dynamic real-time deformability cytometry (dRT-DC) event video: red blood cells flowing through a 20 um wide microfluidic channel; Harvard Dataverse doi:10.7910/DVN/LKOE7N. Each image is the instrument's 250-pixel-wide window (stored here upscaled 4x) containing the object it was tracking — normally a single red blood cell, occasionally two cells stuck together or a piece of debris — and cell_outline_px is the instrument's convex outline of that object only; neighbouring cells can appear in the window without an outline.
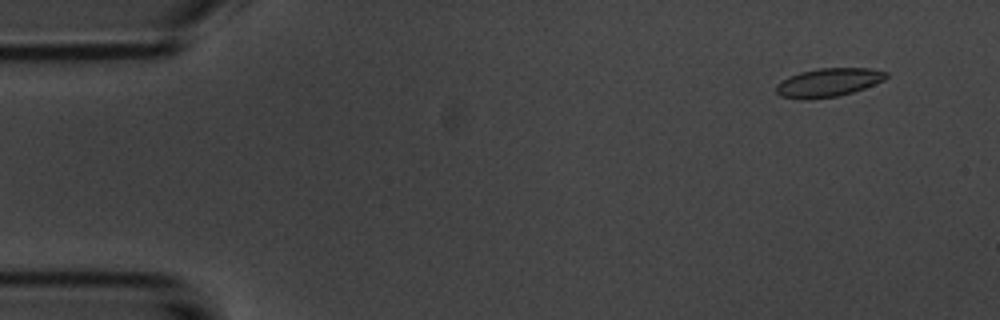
{"species": "common noctule bat (a hibernating species)", "species_latin": "Nyctalus noctula", "temperature_condition": "room temperature", "stored_images_in_passage": 22, "camera_frame_rate_fps": 3000, "um_per_image_px": 0.085, "animal": {"sex": "male", "body_mass_g": 20.1, "forearm_length_mm": 53.5}, "frame": {"image": 1, "passage_image": 4, "time_ms": 1.0, "image_size_px": [1000, 320], "cell_outline_px": [[888, 76], [884, 80], [864, 88], [852, 92], [836, 96], [808, 100], [800, 100], [780, 96], [776, 92], [776, 84], [788, 76], [800, 72], [820, 68], [872, 68], [888, 72]], "centroid_in_image_um": [70.39, 7.01], "position_along_channel_um": 14.6, "area_um2": 18.44}}
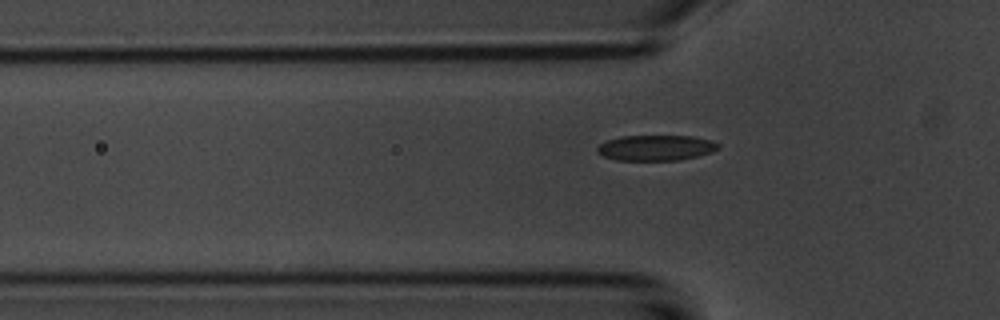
{"frame": {"image": 2, "passage_image": 17, "time_ms": 5.333, "image_size_px": [1000, 320], "cell_outline_px": [[720, 148], [712, 152], [680, 160], [616, 160], [604, 156], [596, 152], [596, 148], [600, 144], [608, 140], [620, 136], [692, 136], [712, 140], [720, 144]], "centroid_in_image_um": [55.77, 12.56], "position_along_channel_um": 70.0, "area_um2": 18.03}}